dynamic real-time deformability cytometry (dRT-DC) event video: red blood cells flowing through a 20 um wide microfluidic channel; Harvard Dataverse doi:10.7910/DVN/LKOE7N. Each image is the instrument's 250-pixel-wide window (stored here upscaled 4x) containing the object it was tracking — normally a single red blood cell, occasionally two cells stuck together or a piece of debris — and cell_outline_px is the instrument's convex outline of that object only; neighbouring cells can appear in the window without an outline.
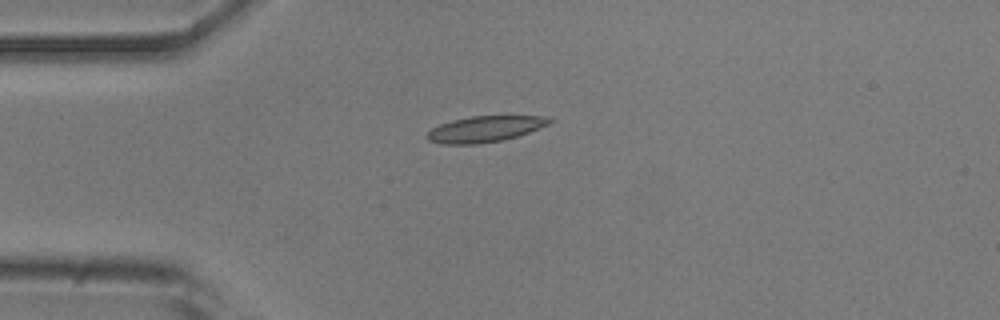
{"species": "common noctule bat (a hibernating species)", "species_latin": "Nyctalus noctula", "temperature_condition": "room temperature", "stored_images_in_passage": 5, "camera_frame_rate_fps": 3000, "um_per_image_px": 0.085, "animal": {"sex": "male", "body_mass_g": 20.5, "forearm_length_mm": 52.5}, "frame": {"image": 1, "passage_image": 4, "time_ms": 1.0, "image_size_px": [1000, 320], "cell_outline_px": [[556, 120], [548, 124], [528, 132], [504, 140], [480, 144], [440, 144], [428, 140], [424, 136], [432, 128], [440, 124], [452, 120], [472, 116], [548, 116]], "centroid_in_image_um": [41.2, 10.97], "position_along_channel_um": 43.8, "area_um2": 18.61}}